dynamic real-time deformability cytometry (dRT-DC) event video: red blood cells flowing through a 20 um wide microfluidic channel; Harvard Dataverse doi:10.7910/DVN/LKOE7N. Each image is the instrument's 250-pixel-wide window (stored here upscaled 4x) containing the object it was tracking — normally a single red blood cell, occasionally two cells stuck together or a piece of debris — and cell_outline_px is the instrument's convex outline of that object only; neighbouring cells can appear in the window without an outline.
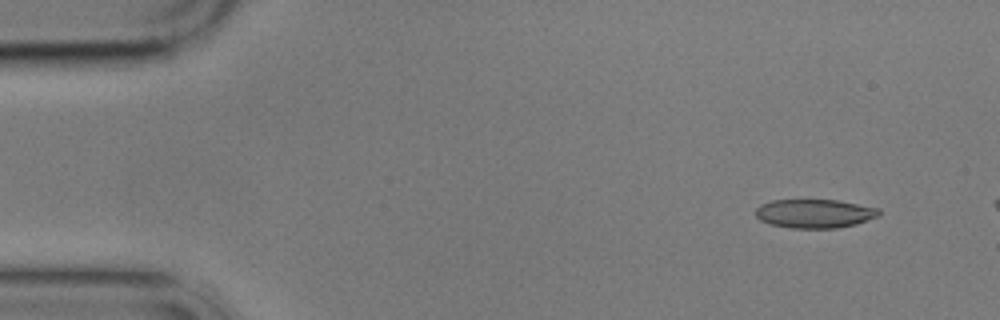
{"species": "common noctule bat (a hibernating species)", "species_latin": "Nyctalus noctula", "temperature_condition": "cold", "stored_images_in_passage": 3, "camera_frame_rate_fps": 3000, "um_per_image_px": 0.085, "animal": {"sex": "male", "body_mass_g": 17.9}, "frame": {"image": 1, "passage_image": 1, "time_ms": 0.0, "image_size_px": [1000, 320], "cell_outline_px": [[880, 216], [856, 224], [836, 228], [792, 228], [768, 224], [760, 220], [756, 216], [756, 208], [760, 204], [772, 200], [836, 200], [880, 208]], "centroid_in_image_um": [69.24, 18.15], "position_along_channel_um": 15.8, "area_um2": 20.81}}